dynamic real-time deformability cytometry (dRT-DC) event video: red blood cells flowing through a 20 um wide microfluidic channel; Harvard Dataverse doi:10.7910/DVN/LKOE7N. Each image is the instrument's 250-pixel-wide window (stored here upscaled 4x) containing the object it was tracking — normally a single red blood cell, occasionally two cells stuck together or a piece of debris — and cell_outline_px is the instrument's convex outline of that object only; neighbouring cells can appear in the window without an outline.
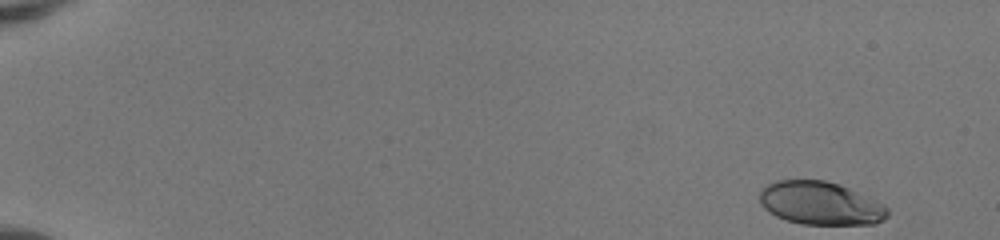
{"species": "human", "species_latin": "Homo sapiens", "temperature_condition": "room temperature", "stored_images_in_passage": 49, "camera_frame_rate_fps": 3000, "um_per_image_px": 0.085, "donor": {"sex": "female"}, "frame": {"image": 1, "passage_image": 1, "time_ms": 0.0, "image_size_px": [1000, 240], "cell_outline_px": [[888, 216], [884, 220], [876, 224], [800, 224], [776, 216], [768, 212], [760, 204], [760, 192], [768, 184], [776, 180], [824, 180], [840, 184], [884, 204], [888, 208]], "centroid_in_image_um": [69.75, 17.28], "position_along_channel_um": 15.3, "area_um2": 32.19}}
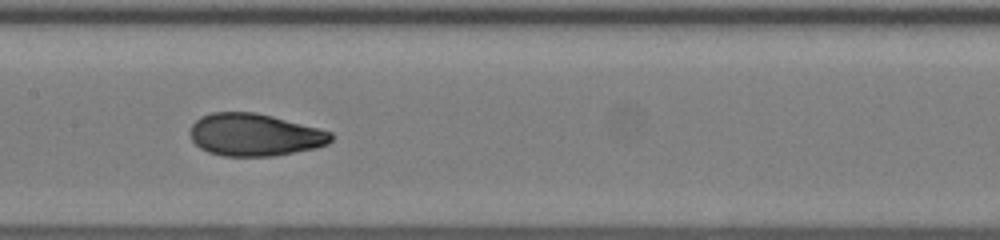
{"frame": {"image": 2, "passage_image": 26, "time_ms": 8.333, "image_size_px": [1000, 240], "cell_outline_px": [[332, 140], [328, 144], [316, 148], [272, 156], [224, 156], [208, 152], [200, 148], [192, 140], [188, 132], [192, 124], [200, 116], [212, 112], [256, 112], [320, 128], [332, 132]], "centroid_in_image_um": [21.63, 11.45], "position_along_channel_um": 185.8, "area_um2": 35.03}}
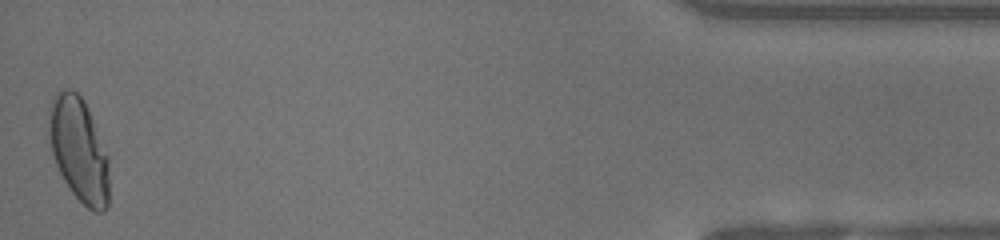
{"frame": {"image": 3, "passage_image": 49, "time_ms": 16.0, "image_size_px": [1000, 240], "cell_outline_px": [[108, 208], [104, 212], [92, 212], [68, 188], [56, 164], [52, 152], [48, 136], [48, 124], [52, 100], [56, 92], [64, 88], [72, 88], [84, 100], [88, 108], [108, 156]], "centroid_in_image_um": [6.7, 12.73], "position_along_channel_um": 428.5, "area_um2": 36.59}, "authors_computed_cell_mechanics": {"area_um2": 34.1598, "velocity_mm_per_s": 4.0988, "shape_relaxation_time_tau1_ms": 7.3307, "shape_relaxation_time_tau2_ms": 0.7086, "deformation_change_tau1": 0.2552, "deformation_change_tau2": 0.0559}}